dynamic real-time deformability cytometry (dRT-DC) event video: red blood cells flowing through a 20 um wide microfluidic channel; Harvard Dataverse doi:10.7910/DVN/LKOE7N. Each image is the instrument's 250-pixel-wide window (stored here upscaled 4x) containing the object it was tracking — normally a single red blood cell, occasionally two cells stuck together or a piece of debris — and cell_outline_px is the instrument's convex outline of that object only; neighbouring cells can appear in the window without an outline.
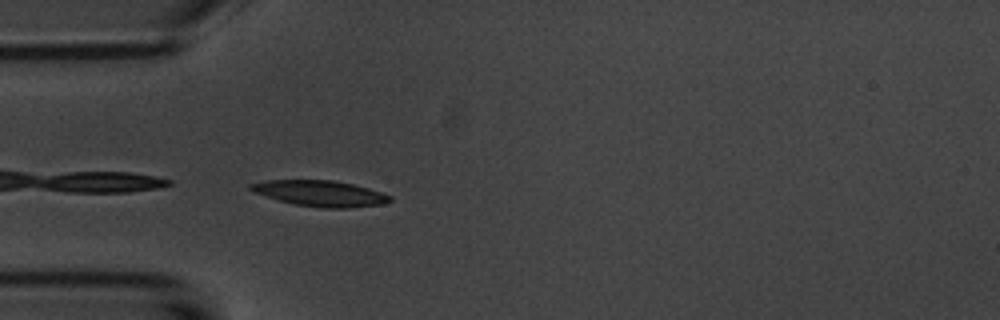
{"species": "common noctule bat (a hibernating species)", "species_latin": "Nyctalus noctula", "temperature_condition": "room temperature", "stored_images_in_passage": 4, "camera_frame_rate_fps": 3000, "um_per_image_px": 0.085, "animal": {"sex": "male", "body_mass_g": 20.1, "forearm_length_mm": 53.5}, "frame": {"image": 1, "passage_image": 4, "time_ms": 3.333, "image_size_px": [1000, 320], "cell_outline_px": [[392, 200], [384, 204], [348, 208], [324, 208], [292, 204], [256, 192], [248, 188], [248, 184], [268, 180], [332, 180], [352, 184], [368, 188], [392, 196]], "centroid_in_image_um": [27.25, 16.44], "position_along_channel_um": 57.7, "area_um2": 20.81}}